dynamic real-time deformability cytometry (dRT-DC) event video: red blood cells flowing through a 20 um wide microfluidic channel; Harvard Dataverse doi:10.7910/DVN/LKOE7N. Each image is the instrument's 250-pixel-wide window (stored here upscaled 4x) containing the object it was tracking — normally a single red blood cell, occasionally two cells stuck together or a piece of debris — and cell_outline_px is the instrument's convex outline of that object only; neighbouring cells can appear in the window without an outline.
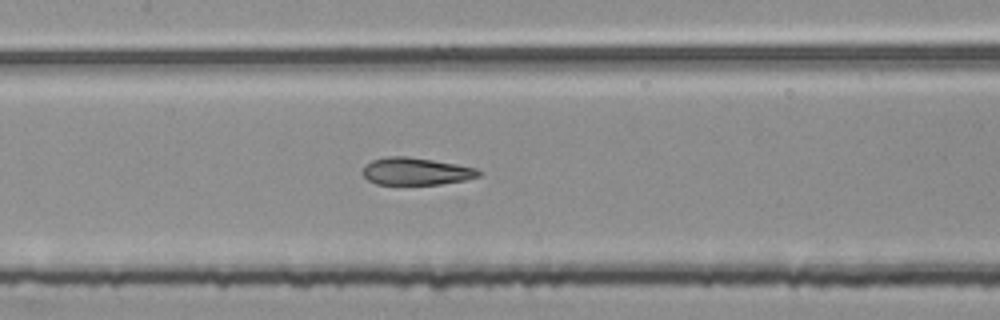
{"species": "common noctule bat (a hibernating species)", "species_latin": "Nyctalus noctula", "temperature_condition": "room temperature", "stored_images_in_passage": 44, "segment_of_instrument_passage": [2, 2], "camera_frame_rate_fps": 3000, "um_per_image_px": 0.085, "animal": {"sex": "female", "body_mass_g": 25.1}, "frame": {"image": 1, "passage_image": 16, "time_ms": 5.0, "image_size_px": [1000, 320], "cell_outline_px": [[484, 172], [480, 176], [464, 180], [440, 184], [376, 184], [368, 180], [364, 176], [364, 164], [372, 160], [388, 156], [408, 156], [456, 164], [476, 168]], "centroid_in_image_um": [35.37, 14.56], "position_along_channel_um": 172.0, "area_um2": 18.44}}
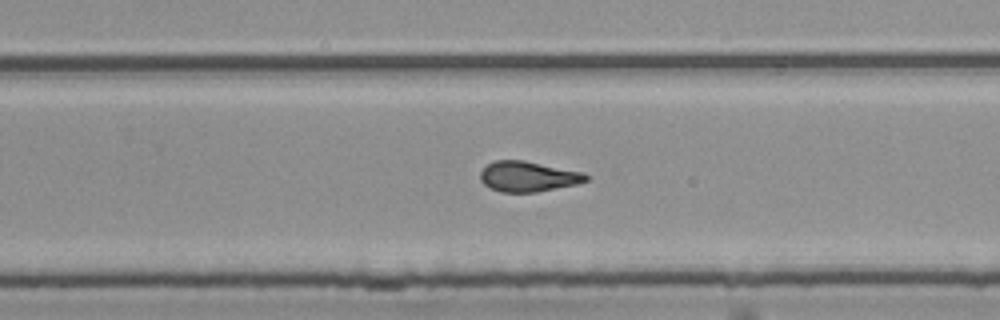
{"frame": {"image": 2, "passage_image": 25, "time_ms": 8.0, "image_size_px": [1000, 320], "cell_outline_px": [[588, 180], [576, 184], [536, 192], [500, 192], [484, 184], [480, 180], [480, 172], [488, 164], [496, 160], [524, 160], [584, 172], [588, 176]], "centroid_in_image_um": [44.89, 15.0], "position_along_channel_um": 284.9, "area_um2": 18.61}}
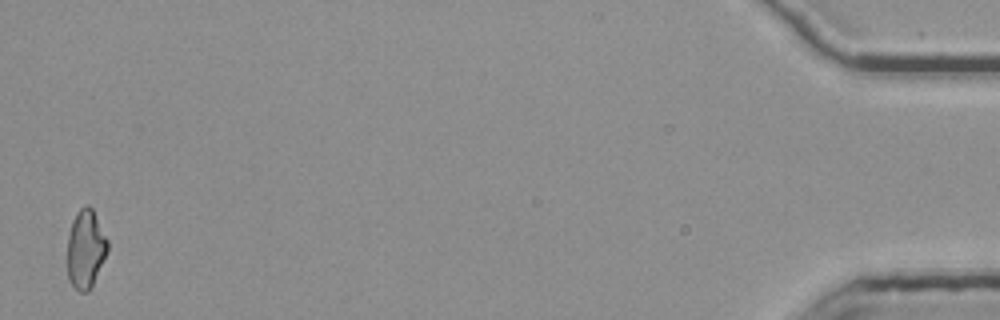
{"frame": {"image": 3, "passage_image": 44, "time_ms": 14.333, "image_size_px": [1000, 320], "cell_outline_px": [[108, 252], [88, 292], [80, 292], [68, 280], [68, 236], [72, 220], [76, 212], [84, 204], [88, 204], [92, 208], [108, 240]], "centroid_in_image_um": [7.28, 21.13], "position_along_channel_um": 427.9, "area_um2": 18.38}}